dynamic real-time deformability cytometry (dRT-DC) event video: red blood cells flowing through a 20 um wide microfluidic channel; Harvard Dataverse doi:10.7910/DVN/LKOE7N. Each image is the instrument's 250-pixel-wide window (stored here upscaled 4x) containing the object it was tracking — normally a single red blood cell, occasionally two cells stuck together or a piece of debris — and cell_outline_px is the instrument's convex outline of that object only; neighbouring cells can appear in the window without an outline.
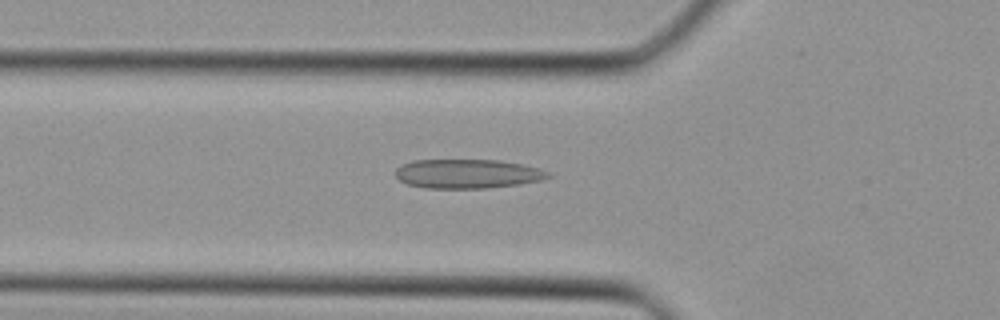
{"species": "Egyptian fruit bat (a non-hibernating species)", "species_latin": "Rousettus aegyptiacus", "temperature_condition": "cold", "stored_images_in_passage": 31, "camera_frame_rate_fps": 3000, "um_per_image_px": 0.085, "animal": {"sex": "female"}, "frame": {"image": 1, "passage_image": 6, "time_ms": 1.667, "image_size_px": [1000, 320], "cell_outline_px": [[552, 176], [544, 180], [520, 184], [484, 188], [424, 188], [408, 184], [400, 180], [396, 176], [396, 168], [412, 160], [500, 160], [540, 168], [552, 172]], "centroid_in_image_um": [39.79, 14.77], "position_along_channel_um": 86.0, "area_um2": 26.07}}
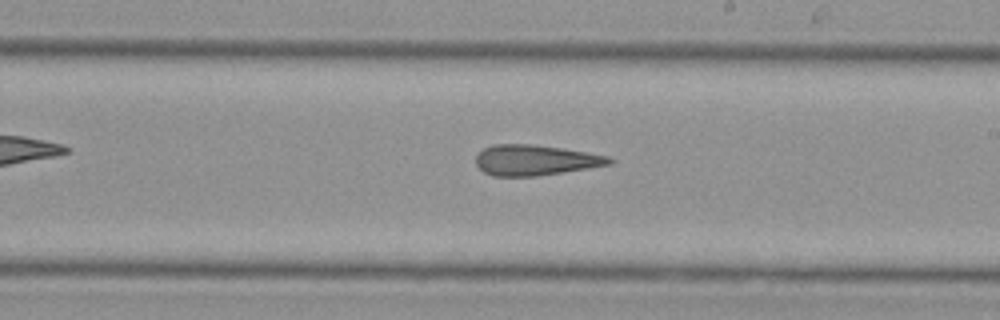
{"frame": {"image": 2, "passage_image": 15, "time_ms": 4.667, "image_size_px": [1000, 320], "cell_outline_px": [[616, 160], [612, 164], [536, 176], [492, 176], [484, 172], [476, 164], [476, 156], [484, 148], [496, 144], [532, 144], [564, 148], [608, 156]], "centroid_in_image_um": [45.51, 13.6], "position_along_channel_um": 243.5, "area_um2": 23.64}}
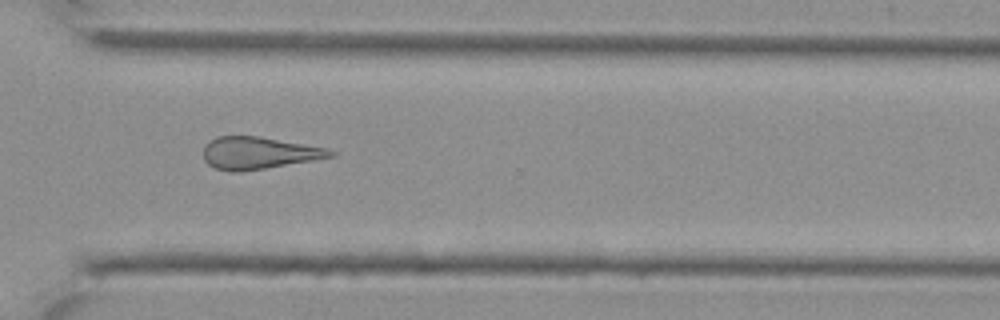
{"frame": {"image": 3, "passage_image": 21, "time_ms": 6.667, "image_size_px": [1000, 320], "cell_outline_px": [[336, 156], [240, 172], [232, 172], [216, 168], [208, 164], [204, 160], [204, 144], [216, 136], [256, 136], [328, 148], [336, 152]], "centroid_in_image_um": [21.97, 13.0], "position_along_channel_um": 348.6, "area_um2": 23.64}}